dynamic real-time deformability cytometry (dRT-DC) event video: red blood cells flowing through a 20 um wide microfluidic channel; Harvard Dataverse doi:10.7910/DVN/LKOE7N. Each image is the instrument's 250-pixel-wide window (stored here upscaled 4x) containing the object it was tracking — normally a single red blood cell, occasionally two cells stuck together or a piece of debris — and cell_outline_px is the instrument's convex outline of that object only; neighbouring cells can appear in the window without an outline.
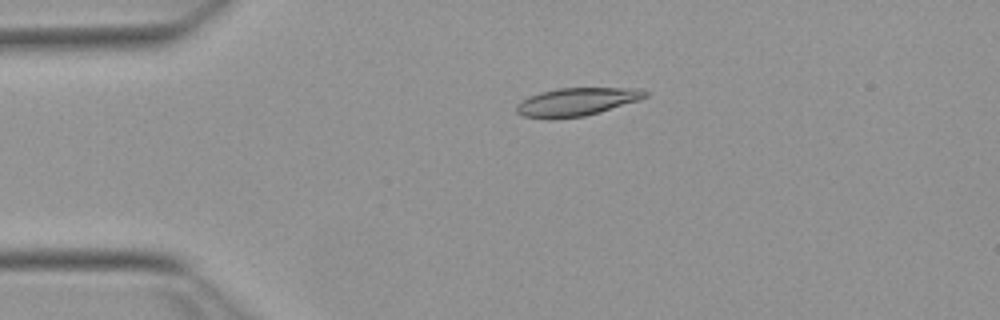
{"species": "Egyptian fruit bat (a non-hibernating species)", "species_latin": "Rousettus aegyptiacus", "temperature_condition": "warm", "stored_images_in_passage": 53, "camera_frame_rate_fps": 3000, "um_per_image_px": 0.085, "animal": {"sex": "female"}, "frame": {"image": 1, "passage_image": 11, "time_ms": 3.333, "image_size_px": [1000, 320], "cell_outline_px": [[648, 96], [600, 112], [584, 116], [548, 120], [524, 116], [516, 112], [516, 104], [520, 100], [528, 96], [540, 92], [556, 88], [640, 88], [648, 92]], "centroid_in_image_um": [48.94, 8.66], "position_along_channel_um": 36.1, "area_um2": 21.21}}
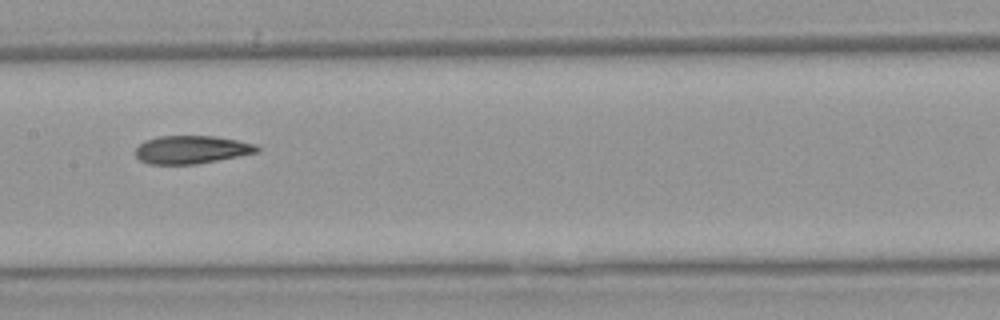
{"frame": {"image": 2, "passage_image": 26, "time_ms": 8.333, "image_size_px": [1000, 320], "cell_outline_px": [[260, 152], [196, 164], [148, 164], [140, 160], [136, 156], [136, 148], [144, 140], [156, 136], [212, 136], [236, 140], [256, 144], [260, 148]], "centroid_in_image_um": [16.27, 12.72], "position_along_channel_um": 191.1, "area_um2": 19.88}}
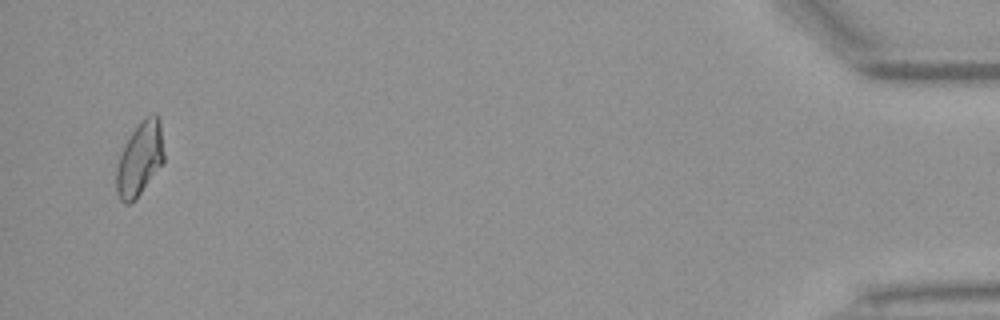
{"frame": {"image": 3, "passage_image": 51, "time_ms": 16.667, "image_size_px": [1000, 320], "cell_outline_px": [[164, 164], [136, 200], [128, 204], [124, 204], [120, 200], [116, 192], [116, 168], [120, 156], [132, 132], [140, 120], [152, 112], [156, 112], [160, 116], [164, 152]], "centroid_in_image_um": [11.92, 13.51], "position_along_channel_um": 423.3, "area_um2": 20.98}, "authors_computed_cell_mechanics": {"area_um2": 20.4612, "velocity_mm_per_s": 3.8249, "shape_relaxation_time_tau1_ms": 9.6812, "shape_relaxation_time_tau2_ms": 2.928, "deformation_change_tau1": 0.2448, "deformation_change_tau2": 0.1042}}